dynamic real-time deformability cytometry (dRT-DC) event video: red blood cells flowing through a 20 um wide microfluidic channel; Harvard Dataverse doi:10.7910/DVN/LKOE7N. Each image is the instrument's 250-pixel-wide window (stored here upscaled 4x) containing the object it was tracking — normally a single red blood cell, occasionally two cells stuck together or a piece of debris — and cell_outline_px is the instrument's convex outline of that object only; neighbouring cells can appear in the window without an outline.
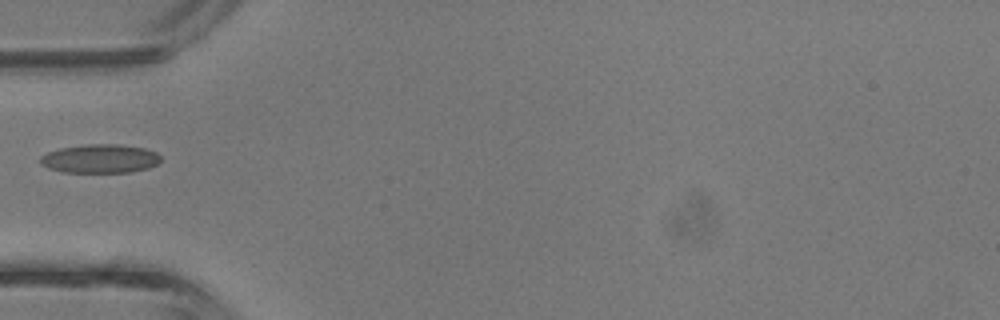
{"species": "common noctule bat (a hibernating species)", "species_latin": "Nyctalus noctula", "temperature_condition": "room temperature", "stored_images_in_passage": 4, "camera_frame_rate_fps": 3000, "um_per_image_px": 0.085, "animal": {"sex": "male", "body_mass_g": 13.3}, "frame": {"image": 1, "passage_image": 4, "time_ms": 1.0, "image_size_px": [1000, 320], "cell_outline_px": [[160, 160], [156, 164], [148, 168], [128, 172], [64, 172], [48, 168], [40, 164], [40, 156], [48, 152], [60, 148], [88, 144], [120, 144], [144, 148], [156, 152], [160, 156]], "centroid_in_image_um": [8.49, 13.48], "position_along_channel_um": 76.5, "area_um2": 20.11}}